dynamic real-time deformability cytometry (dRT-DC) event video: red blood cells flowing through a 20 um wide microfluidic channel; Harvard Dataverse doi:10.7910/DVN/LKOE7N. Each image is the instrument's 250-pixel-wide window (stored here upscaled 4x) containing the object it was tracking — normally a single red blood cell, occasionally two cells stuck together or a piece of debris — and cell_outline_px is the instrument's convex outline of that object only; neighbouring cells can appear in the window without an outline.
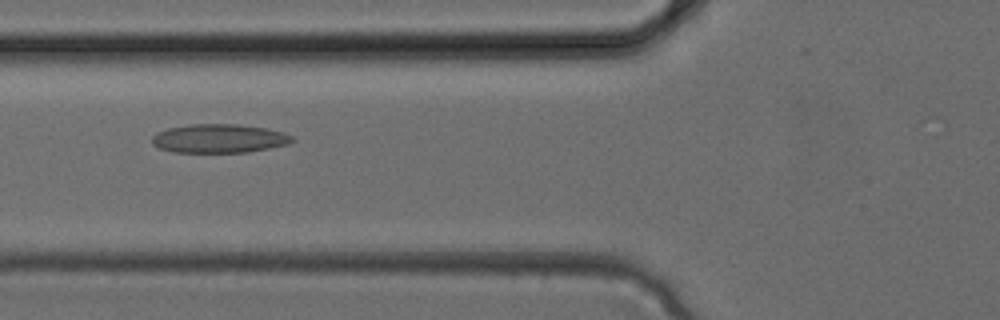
{"species": "common noctule bat (a hibernating species)", "species_latin": "Nyctalus noctula", "temperature_condition": "cold", "stored_images_in_passage": 31, "camera_frame_rate_fps": 3000, "um_per_image_px": 0.085, "animal": {"sex": "female", "body_mass_g": 24.6, "forearm_length_mm": 56.2}, "frame": {"image": 1, "passage_image": 10, "time_ms": 3.0, "image_size_px": [1000, 320], "cell_outline_px": [[296, 140], [288, 144], [248, 152], [172, 152], [160, 148], [152, 144], [152, 136], [156, 132], [168, 128], [188, 124], [236, 124], [264, 128], [284, 132], [292, 136]], "centroid_in_image_um": [18.61, 11.77], "position_along_channel_um": 107.2, "area_um2": 23.52}}
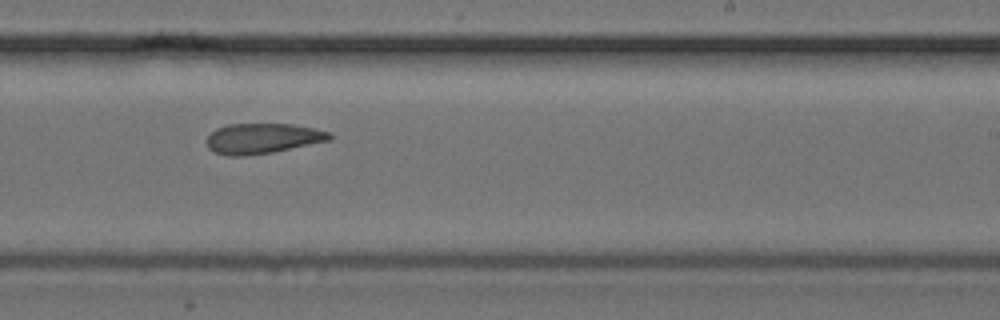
{"frame": {"image": 2, "passage_image": 18, "time_ms": 5.667, "image_size_px": [1000, 320], "cell_outline_px": [[332, 140], [272, 152], [244, 156], [228, 156], [216, 152], [208, 148], [204, 140], [216, 128], [228, 124], [292, 124], [316, 128], [332, 132]], "centroid_in_image_um": [22.33, 11.76], "position_along_channel_um": 266.7, "area_um2": 21.91}}
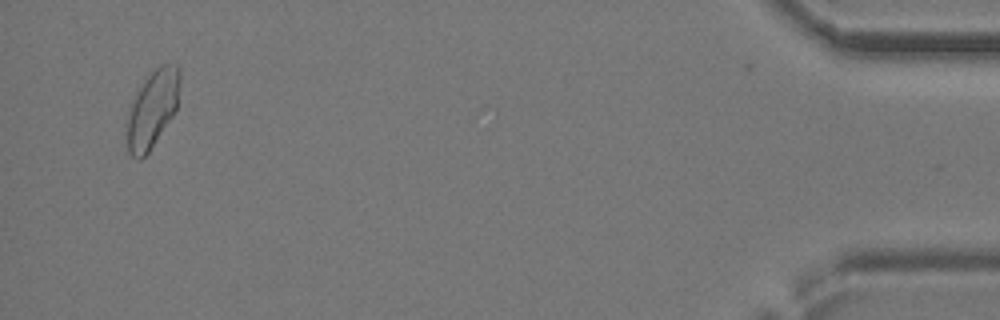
{"frame": {"image": 3, "passage_image": 30, "time_ms": 9.667, "image_size_px": [1000, 320], "cell_outline_px": [[180, 80], [176, 108], [172, 116], [148, 152], [140, 160], [132, 156], [128, 152], [124, 132], [128, 104], [136, 88], [160, 64], [176, 64], [180, 68]], "centroid_in_image_um": [12.87, 9.25], "position_along_channel_um": 422.3, "area_um2": 24.45}}